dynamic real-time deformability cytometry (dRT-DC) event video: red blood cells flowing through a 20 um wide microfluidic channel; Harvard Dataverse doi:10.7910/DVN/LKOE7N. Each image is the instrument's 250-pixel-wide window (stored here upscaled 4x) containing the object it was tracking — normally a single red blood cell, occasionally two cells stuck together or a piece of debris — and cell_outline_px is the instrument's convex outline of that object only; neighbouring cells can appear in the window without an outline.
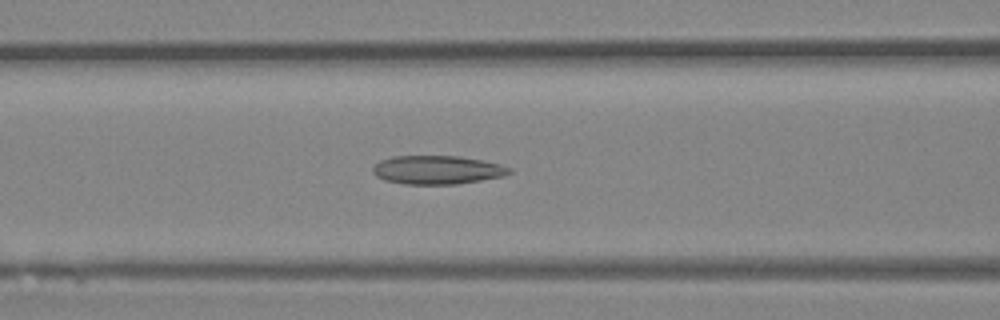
{"species": "Egyptian fruit bat (a non-hibernating species)", "species_latin": "Rousettus aegyptiacus", "temperature_condition": "room temperature", "stored_images_in_passage": 43, "camera_frame_rate_fps": 3000, "um_per_image_px": 0.085, "animal": {"sex": "female"}, "frame": {"image": 1, "passage_image": 16, "time_ms": 5.0, "image_size_px": [1000, 320], "cell_outline_px": [[512, 172], [504, 176], [456, 184], [404, 184], [384, 180], [376, 176], [372, 172], [372, 168], [380, 160], [392, 156], [456, 156], [484, 160], [500, 164], [512, 168]], "centroid_in_image_um": [37.16, 14.44], "position_along_channel_um": 129.4, "area_um2": 22.83}}
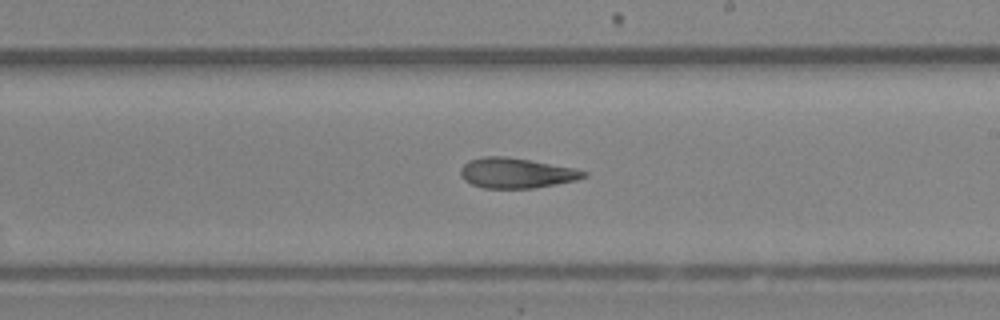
{"frame": {"image": 2, "passage_image": 24, "time_ms": 7.667, "image_size_px": [1000, 320], "cell_outline_px": [[588, 176], [576, 180], [556, 184], [532, 188], [484, 188], [472, 184], [464, 180], [460, 176], [460, 168], [468, 160], [484, 156], [504, 156], [576, 168], [588, 172]], "centroid_in_image_um": [43.88, 14.7], "position_along_channel_um": 245.1, "area_um2": 21.68}}
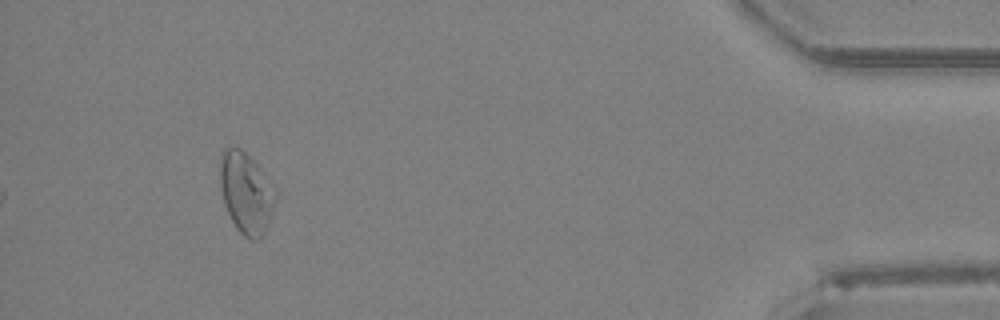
{"frame": {"image": 3, "passage_image": 40, "time_ms": 13.0, "image_size_px": [1000, 320], "cell_outline_px": [[276, 200], [264, 232], [256, 240], [252, 240], [244, 236], [236, 228], [224, 204], [220, 188], [220, 152], [224, 148], [240, 148], [256, 164], [276, 188]], "centroid_in_image_um": [20.9, 16.38], "position_along_channel_um": 414.3, "area_um2": 25.95}, "authors_computed_cell_mechanics": {"area_um2": 23.5824, "velocity_mm_per_s": 4.3692, "shape_relaxation_time_tau1_ms": null, "shape_relaxation_time_tau2_ms": 3.1618, "deformation_change_tau1": null, "deformation_change_tau2": 0.1193}}